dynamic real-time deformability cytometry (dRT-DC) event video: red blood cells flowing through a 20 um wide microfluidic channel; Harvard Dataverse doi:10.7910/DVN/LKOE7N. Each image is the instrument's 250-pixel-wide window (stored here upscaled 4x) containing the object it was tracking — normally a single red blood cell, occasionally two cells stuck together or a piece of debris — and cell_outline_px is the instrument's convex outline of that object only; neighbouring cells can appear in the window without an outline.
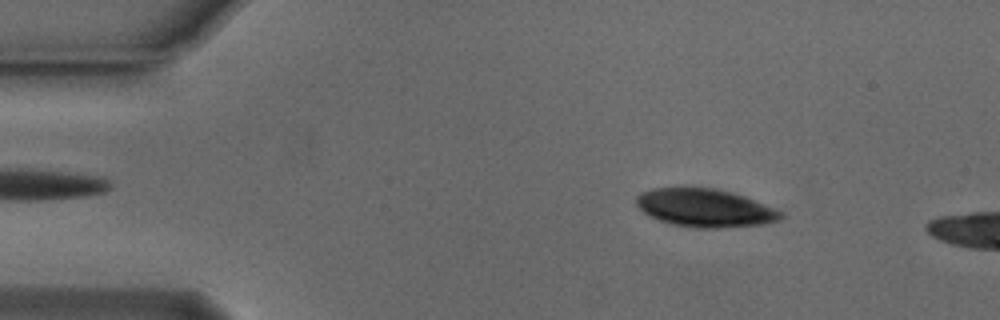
{"species": "Egyptian fruit bat (a non-hibernating species)", "species_latin": "Rousettus aegyptiacus", "temperature_condition": "cold", "stored_images_in_passage": 12, "camera_frame_rate_fps": 3000, "um_per_image_px": 0.085, "animal": {"sex": "male"}, "frame": {"image": 1, "passage_image": 3, "time_ms": 0.667, "image_size_px": [1000, 320], "cell_outline_px": [[784, 216], [776, 220], [764, 224], [716, 228], [692, 228], [668, 224], [648, 216], [636, 204], [636, 196], [640, 192], [652, 188], [680, 184], [692, 184], [716, 188], [732, 192], [744, 196], [772, 208], [780, 212]], "centroid_in_image_um": [59.78, 17.62], "position_along_channel_um": 25.2, "area_um2": 33.06}}
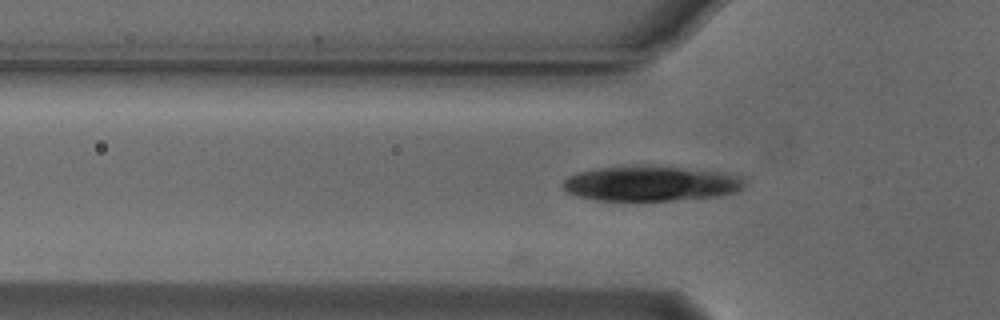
{"frame": {"image": 2, "passage_image": 12, "time_ms": 3.667, "image_size_px": [1000, 320], "cell_outline_px": [[744, 188], [736, 192], [720, 196], [672, 200], [596, 200], [576, 196], [568, 192], [564, 188], [564, 180], [568, 176], [576, 172], [600, 168], [676, 168], [716, 172], [740, 176], [744, 180]], "centroid_in_image_um": [55.32, 15.64], "position_along_channel_um": 70.5, "area_um2": 35.84}}